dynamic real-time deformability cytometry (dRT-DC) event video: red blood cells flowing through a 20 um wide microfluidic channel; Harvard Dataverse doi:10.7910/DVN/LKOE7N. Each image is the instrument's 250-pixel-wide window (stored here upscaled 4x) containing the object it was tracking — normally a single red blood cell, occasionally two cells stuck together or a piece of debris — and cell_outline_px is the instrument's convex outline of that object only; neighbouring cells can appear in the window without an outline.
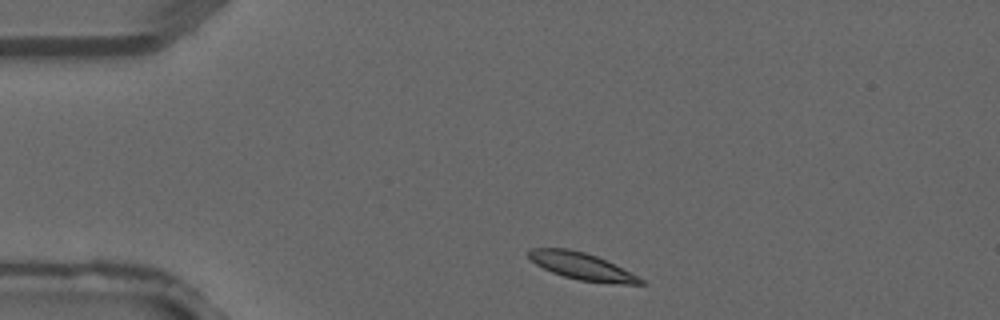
{"species": "common noctule bat (a hibernating species)", "species_latin": "Nyctalus noctula", "temperature_condition": "warm", "stored_images_in_passage": 2, "camera_frame_rate_fps": 3000, "um_per_image_px": 0.085, "animal": {"sex": "male", "forearm_length_mm": 52.5}, "frame": {"image": 1, "passage_image": 1, "time_ms": 0.0, "image_size_px": [1000, 320], "cell_outline_px": [[644, 284], [612, 284], [580, 280], [564, 276], [552, 272], [536, 264], [528, 256], [528, 252], [532, 248], [568, 248], [584, 252], [596, 256], [644, 280]], "centroid_in_image_um": [49.42, 22.63], "position_along_channel_um": 35.6, "area_um2": 17.17}}